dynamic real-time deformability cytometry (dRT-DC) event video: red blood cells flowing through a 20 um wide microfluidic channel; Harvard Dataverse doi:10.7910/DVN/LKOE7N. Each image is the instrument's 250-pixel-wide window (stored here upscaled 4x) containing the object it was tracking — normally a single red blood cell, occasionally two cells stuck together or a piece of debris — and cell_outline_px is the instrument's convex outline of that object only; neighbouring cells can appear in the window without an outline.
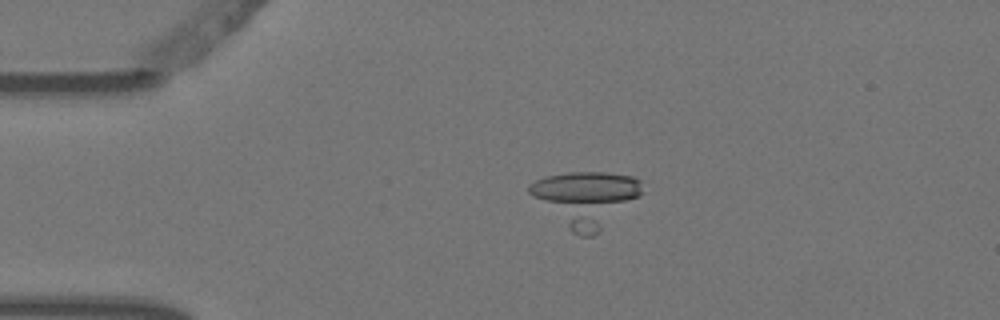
{"species": "Egyptian fruit bat (a non-hibernating species)", "species_latin": "Rousettus aegyptiacus", "temperature_condition": "warm", "stored_images_in_passage": 4, "camera_frame_rate_fps": 3000, "um_per_image_px": 0.085, "animal": {"sex": "female"}, "frame": {"image": 1, "passage_image": 3, "time_ms": 0.667, "image_size_px": [1000, 320], "cell_outline_px": [[644, 192], [640, 196], [592, 236], [580, 236], [572, 232], [532, 196], [528, 192], [528, 184], [544, 176], [568, 172], [604, 172], [632, 176], [640, 180]], "centroid_in_image_um": [49.79, 16.84], "position_along_channel_um": 35.2, "area_um2": 35.37}}